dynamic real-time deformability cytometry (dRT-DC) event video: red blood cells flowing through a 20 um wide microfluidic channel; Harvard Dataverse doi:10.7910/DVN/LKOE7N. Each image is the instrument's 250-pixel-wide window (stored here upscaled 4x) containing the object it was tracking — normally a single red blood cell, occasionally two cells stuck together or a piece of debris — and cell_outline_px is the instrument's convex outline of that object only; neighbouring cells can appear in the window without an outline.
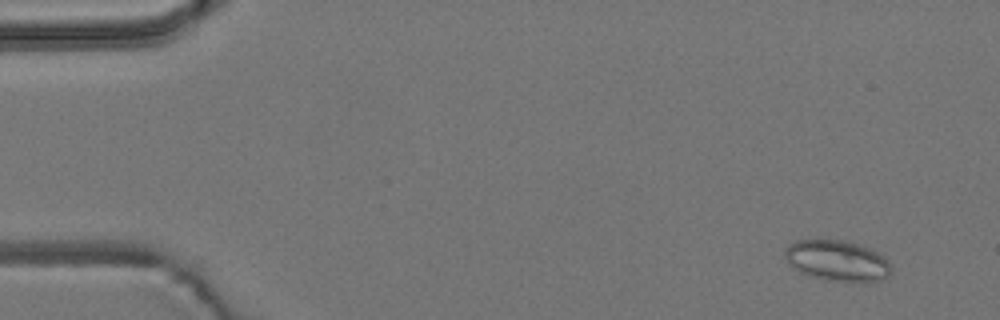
{"species": "common noctule bat (a hibernating species)", "species_latin": "Nyctalus noctula", "temperature_condition": "room temperature", "stored_images_in_passage": 5, "segment_of_instrument_passage": [1, 2], "camera_frame_rate_fps": 3000, "um_per_image_px": 0.085, "animal": {"sex": "male", "body_mass_g": 19.2, "forearm_length_mm": 51.8}, "frame": {"image": 1, "passage_image": 2, "time_ms": 1.0, "image_size_px": [1000, 320], "cell_outline_px": [[892, 272], [888, 276], [880, 280], [828, 280], [808, 276], [800, 272], [788, 264], [784, 256], [784, 252], [788, 244], [796, 240], [844, 240], [868, 248], [884, 256], [892, 264]], "centroid_in_image_um": [71.13, 22.14], "position_along_channel_um": 13.9, "area_um2": 25.09}}